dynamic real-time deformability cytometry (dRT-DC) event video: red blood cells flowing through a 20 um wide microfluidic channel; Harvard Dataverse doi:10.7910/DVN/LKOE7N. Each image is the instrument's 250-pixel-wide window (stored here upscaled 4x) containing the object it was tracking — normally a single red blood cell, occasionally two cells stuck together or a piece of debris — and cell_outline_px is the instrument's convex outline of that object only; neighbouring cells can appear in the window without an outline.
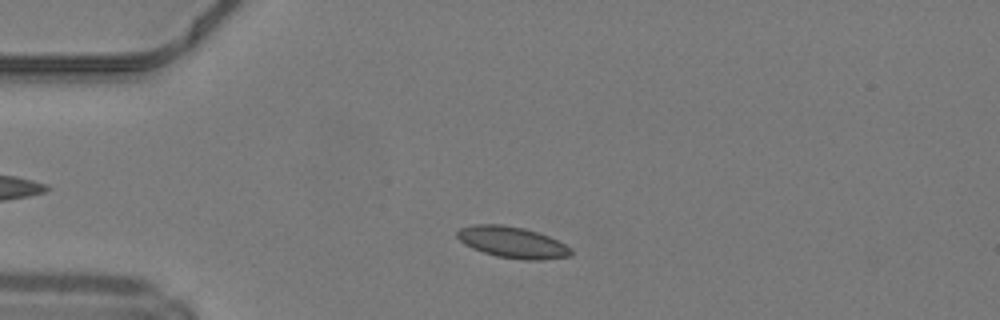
{"species": "common noctule bat (a hibernating species)", "species_latin": "Nyctalus noctula", "temperature_condition": "warm", "stored_images_in_passage": 44, "camera_frame_rate_fps": 3000, "um_per_image_px": 0.085, "animal": {"sex": "male", "body_mass_g": 19.2, "forearm_length_mm": 51.8}, "frame": {"image": 1, "passage_image": 7, "time_ms": 2.0, "image_size_px": [1000, 320], "cell_outline_px": [[572, 256], [540, 260], [524, 260], [496, 256], [472, 248], [464, 244], [456, 236], [456, 232], [460, 228], [472, 224], [500, 224], [524, 228], [548, 236], [572, 248]], "centroid_in_image_um": [43.54, 20.59], "position_along_channel_um": 41.5, "area_um2": 20.75}}
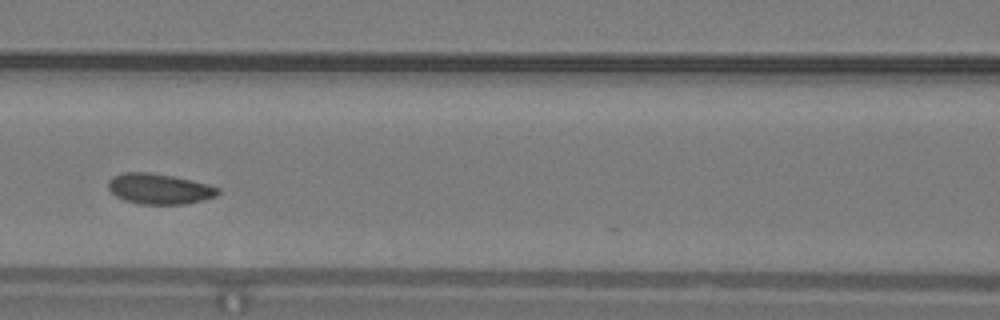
{"frame": {"image": 2, "passage_image": 17, "time_ms": 5.333, "image_size_px": [1000, 320], "cell_outline_px": [[220, 192], [216, 196], [204, 200], [184, 204], [140, 204], [124, 200], [116, 196], [108, 188], [108, 180], [112, 176], [124, 172], [148, 172], [172, 176], [192, 180], [208, 184], [220, 188]], "centroid_in_image_um": [13.54, 16.05], "position_along_channel_um": 153.1, "area_um2": 19.59}}
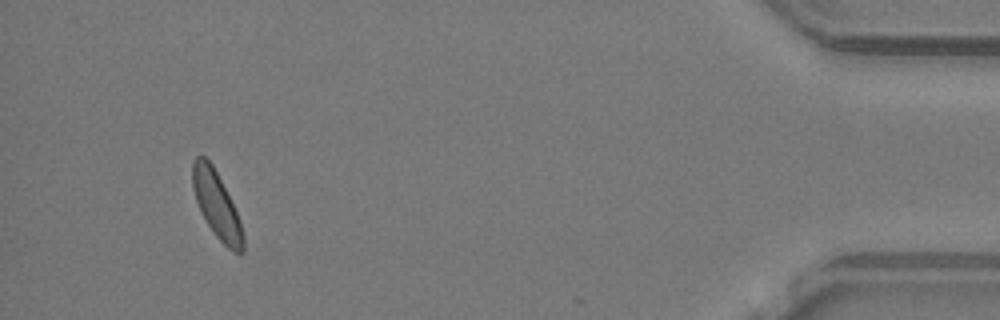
{"frame": {"image": 3, "passage_image": 41, "time_ms": 13.333, "image_size_px": [1000, 320], "cell_outline_px": [[244, 252], [232, 252], [216, 236], [200, 212], [192, 188], [192, 160], [196, 156], [204, 156], [212, 164], [240, 220], [244, 236]], "centroid_in_image_um": [18.39, 17.42], "position_along_channel_um": 416.8, "area_um2": 19.25}, "authors_computed_cell_mechanics": {"area_um2": 19.4208, "velocity_mm_per_s": 4.1928, "shape_relaxation_time_tau1_ms": 3.689, "shape_relaxation_time_tau2_ms": null, "deformation_change_tau1": 0.0814, "deformation_change_tau2": null}}